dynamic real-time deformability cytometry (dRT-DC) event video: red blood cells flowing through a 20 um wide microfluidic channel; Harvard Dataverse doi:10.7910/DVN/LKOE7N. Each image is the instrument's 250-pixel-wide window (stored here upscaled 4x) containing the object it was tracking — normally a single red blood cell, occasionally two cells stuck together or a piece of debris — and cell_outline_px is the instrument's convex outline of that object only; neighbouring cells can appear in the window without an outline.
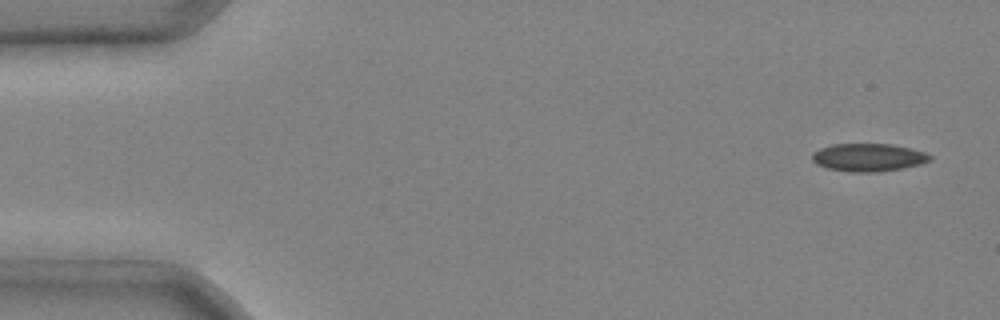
{"species": "common noctule bat (a hibernating species)", "species_latin": "Nyctalus noctula", "temperature_condition": "cold", "stored_images_in_passage": 5, "camera_frame_rate_fps": 3000, "um_per_image_px": 0.085, "animal": {"sex": "male", "body_mass_g": 20.4}, "frame": {"image": 1, "passage_image": 1, "time_ms": 0.0, "image_size_px": [1000, 320], "cell_outline_px": [[932, 160], [920, 164], [904, 168], [876, 172], [856, 172], [824, 168], [816, 164], [812, 160], [812, 152], [820, 148], [832, 144], [892, 144], [912, 148], [924, 152], [932, 156]], "centroid_in_image_um": [73.81, 13.38], "position_along_channel_um": 11.2, "area_um2": 19.31}}
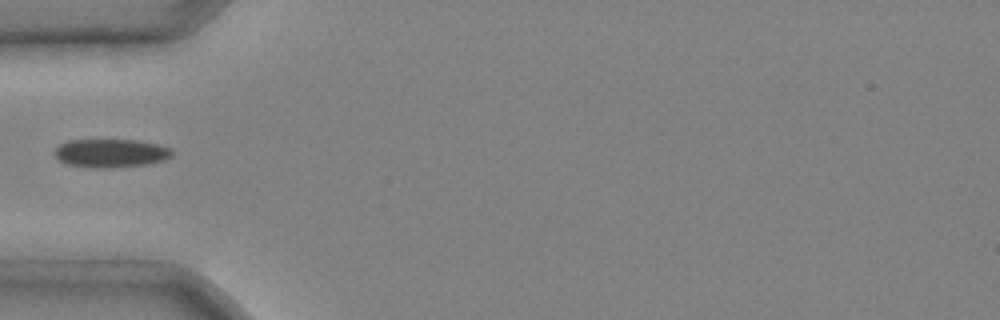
{"frame": {"image": 2, "passage_image": 4, "time_ms": 1.0, "image_size_px": [1000, 320], "cell_outline_px": [[176, 152], [172, 156], [164, 160], [148, 164], [112, 168], [92, 168], [64, 164], [56, 160], [52, 152], [60, 144], [68, 140], [136, 140], [156, 144], [172, 148]], "centroid_in_image_um": [9.39, 13.03], "position_along_channel_um": 75.6, "area_um2": 19.94}}
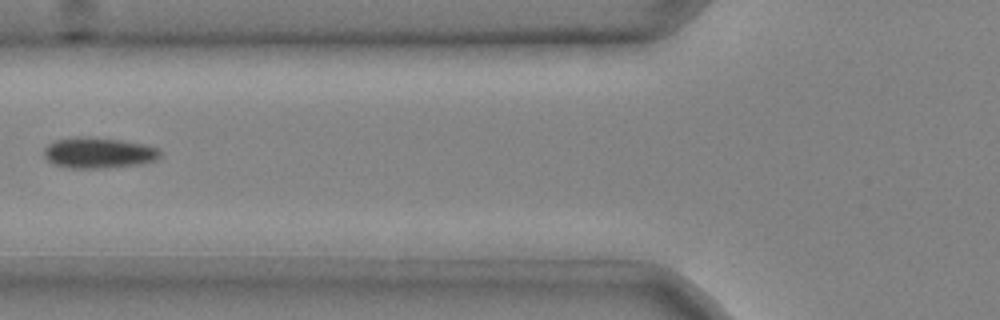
{"frame": {"image": 3, "passage_image": 5, "time_ms": 1.333, "image_size_px": [1000, 320], "cell_outline_px": [[160, 156], [156, 160], [140, 164], [104, 168], [68, 168], [52, 164], [44, 156], [44, 148], [48, 144], [56, 140], [120, 140], [144, 144], [156, 148], [160, 152]], "centroid_in_image_um": [8.39, 13.06], "position_along_channel_um": 117.4, "area_um2": 19.83}}